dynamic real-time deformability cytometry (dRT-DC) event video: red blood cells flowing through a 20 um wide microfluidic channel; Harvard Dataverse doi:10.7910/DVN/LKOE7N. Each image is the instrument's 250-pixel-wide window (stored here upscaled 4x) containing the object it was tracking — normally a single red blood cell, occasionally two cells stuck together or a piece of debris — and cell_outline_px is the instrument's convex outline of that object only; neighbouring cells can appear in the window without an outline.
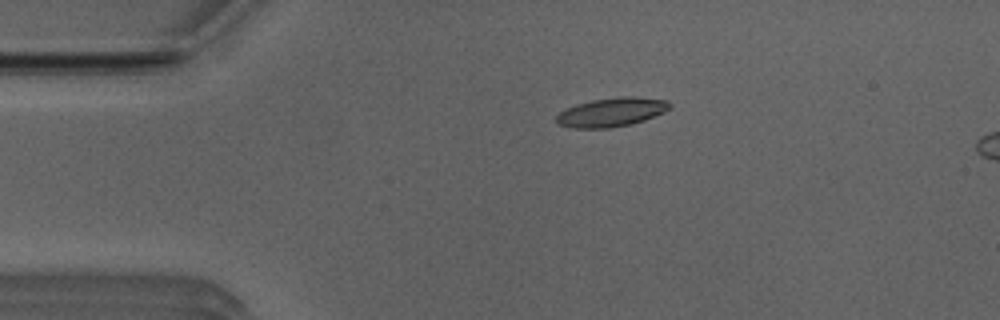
{"species": "Egyptian fruit bat (a non-hibernating species)", "species_latin": "Rousettus aegyptiacus", "temperature_condition": "room temperature", "stored_images_in_passage": 44, "segment_of_instrument_passage": [1, 2], "camera_frame_rate_fps": 3000, "um_per_image_px": 0.085, "animal": {"sex": "male"}, "frame": {"image": 1, "passage_image": 2, "time_ms": 0.333, "image_size_px": [1000, 320], "cell_outline_px": [[672, 108], [664, 112], [644, 120], [628, 124], [608, 128], [572, 128], [556, 124], [556, 116], [560, 112], [576, 104], [592, 100], [620, 96], [632, 96], [668, 100], [672, 104]], "centroid_in_image_um": [51.99, 9.53], "position_along_channel_um": 33.0, "area_um2": 19.13}}
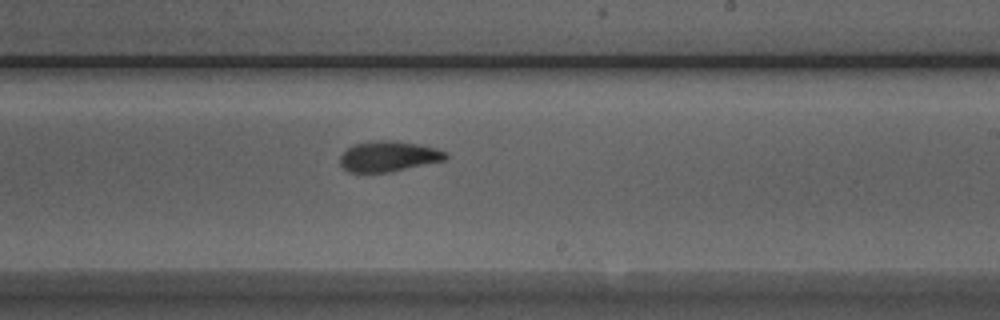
{"frame": {"image": 2, "passage_image": 22, "time_ms": 7.0, "image_size_px": [1000, 320], "cell_outline_px": [[448, 156], [444, 160], [392, 172], [348, 172], [340, 164], [340, 156], [352, 144], [372, 140], [392, 140], [416, 144], [436, 148], [448, 152]], "centroid_in_image_um": [33.01, 13.28], "position_along_channel_um": 256.0, "area_um2": 18.84}}
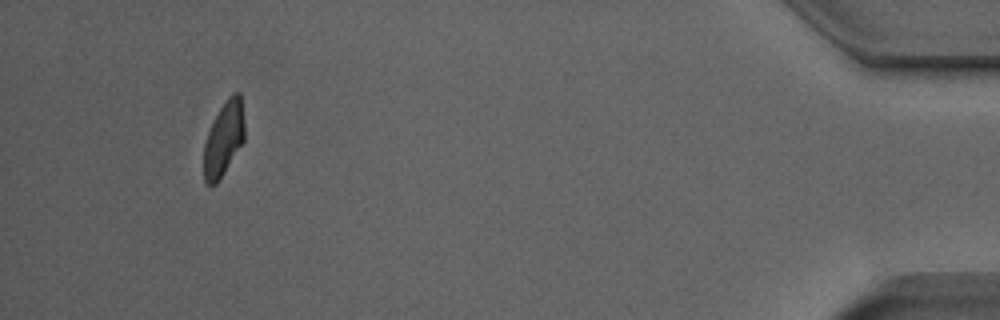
{"frame": {"image": 3, "passage_image": 40, "time_ms": 13.0, "image_size_px": [1000, 320], "cell_outline_px": [[244, 140], [224, 172], [216, 184], [204, 184], [204, 144], [208, 132], [220, 108], [228, 96], [232, 92], [240, 92], [244, 120]], "centroid_in_image_um": [19.02, 11.77], "position_along_channel_um": 416.2, "area_um2": 17.4}}